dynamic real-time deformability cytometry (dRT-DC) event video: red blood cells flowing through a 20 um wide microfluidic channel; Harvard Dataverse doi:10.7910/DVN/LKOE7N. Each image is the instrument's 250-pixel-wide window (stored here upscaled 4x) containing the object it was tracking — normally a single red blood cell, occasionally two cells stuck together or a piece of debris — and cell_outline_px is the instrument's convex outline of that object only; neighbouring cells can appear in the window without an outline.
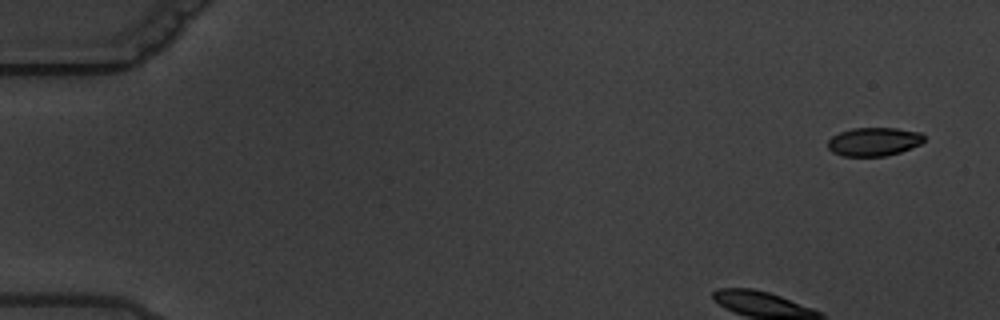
{"species": "common noctule bat (a hibernating species)", "species_latin": "Nyctalus noctula", "temperature_condition": "warm", "stored_images_in_passage": 5, "camera_frame_rate_fps": 3000, "um_per_image_px": 0.085, "animal": {"sex": "male", "body_mass_g": 19.5, "forearm_length_mm": 54.6}, "frame": {"image": 1, "passage_image": 1, "time_ms": 0.0, "image_size_px": [1000, 320], "cell_outline_px": [[924, 140], [920, 144], [900, 152], [884, 156], [844, 156], [832, 152], [828, 148], [828, 140], [832, 136], [840, 132], [852, 128], [896, 128], [920, 132], [924, 136]], "centroid_in_image_um": [74.26, 12.04], "position_along_channel_um": 10.7, "area_um2": 15.95}}